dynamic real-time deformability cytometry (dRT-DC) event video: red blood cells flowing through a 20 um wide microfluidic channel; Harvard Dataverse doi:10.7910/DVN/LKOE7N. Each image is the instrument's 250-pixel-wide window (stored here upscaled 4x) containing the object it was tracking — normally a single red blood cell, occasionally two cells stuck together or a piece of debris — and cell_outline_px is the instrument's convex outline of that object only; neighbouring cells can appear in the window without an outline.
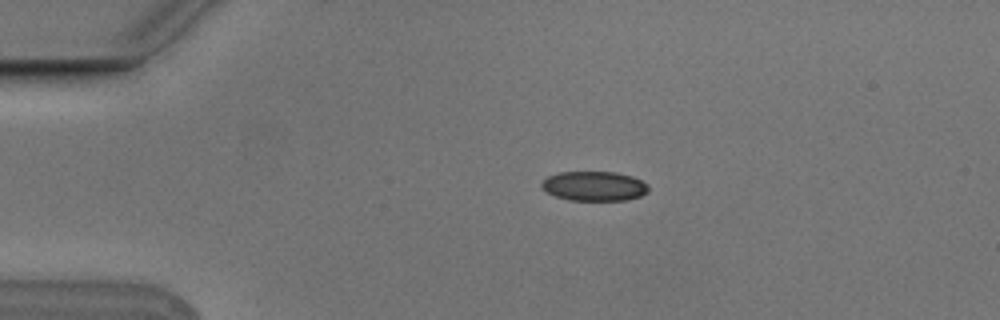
{"species": "Egyptian fruit bat (a non-hibernating species)", "species_latin": "Rousettus aegyptiacus", "temperature_condition": "cold", "stored_images_in_passage": 3, "camera_frame_rate_fps": 3000, "um_per_image_px": 0.085, "animal": {"sex": "male"}, "frame": {"image": 1, "passage_image": 1, "time_ms": 0.0, "image_size_px": [1000, 320], "cell_outline_px": [[648, 192], [640, 196], [624, 200], [568, 200], [556, 196], [548, 192], [540, 184], [548, 176], [560, 172], [616, 172], [632, 176], [648, 184]], "centroid_in_image_um": [50.53, 15.81], "position_along_channel_um": 34.5, "area_um2": 18.26}}
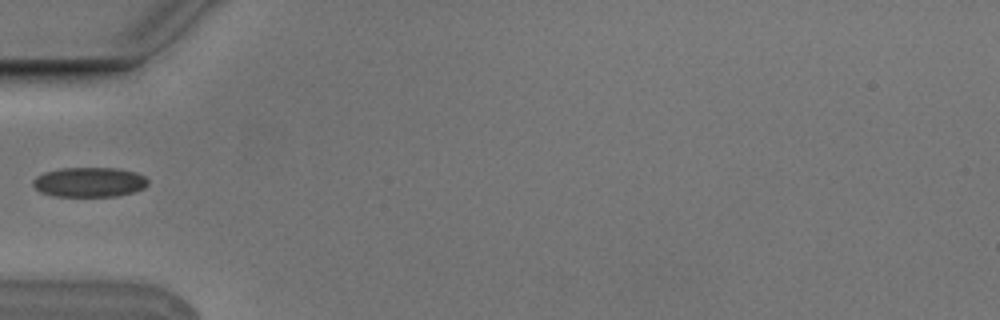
{"frame": {"image": 2, "passage_image": 3, "time_ms": 0.667, "image_size_px": [1000, 320], "cell_outline_px": [[148, 184], [144, 188], [136, 192], [116, 196], [52, 196], [40, 192], [32, 184], [32, 180], [36, 176], [44, 172], [60, 168], [120, 168], [136, 172], [144, 176], [148, 180]], "centroid_in_image_um": [7.6, 15.48], "position_along_channel_um": 77.4, "area_um2": 20.17}}